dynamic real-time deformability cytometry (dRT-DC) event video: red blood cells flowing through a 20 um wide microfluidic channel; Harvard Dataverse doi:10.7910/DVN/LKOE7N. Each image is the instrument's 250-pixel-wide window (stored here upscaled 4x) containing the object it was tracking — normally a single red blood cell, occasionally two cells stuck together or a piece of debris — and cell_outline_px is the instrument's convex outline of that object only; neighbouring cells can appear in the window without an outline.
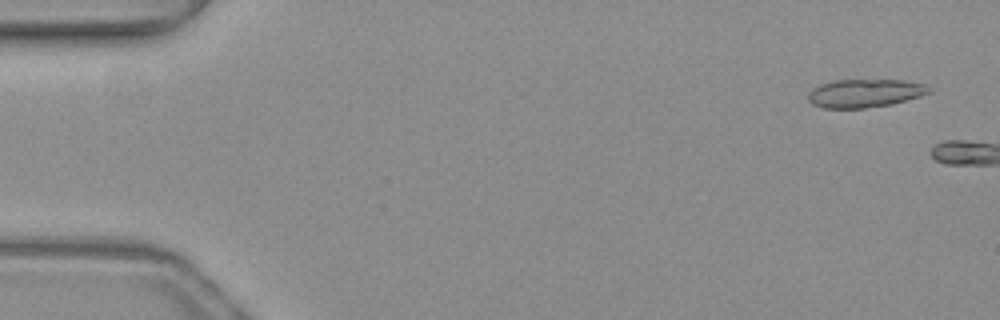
{"species": "common noctule bat (a hibernating species)", "species_latin": "Nyctalus noctula", "temperature_condition": "warm", "stored_images_in_passage": 5, "camera_frame_rate_fps": 3000, "um_per_image_px": 0.085, "animal": {"sex": "female", "body_mass_g": 19.3, "forearm_length_mm": 54.1}, "frame": {"image": 1, "passage_image": 3, "time_ms": 0.667, "image_size_px": [1000, 320], "cell_outline_px": [[932, 92], [920, 96], [892, 104], [864, 108], [824, 108], [812, 104], [808, 100], [808, 92], [812, 88], [820, 84], [832, 80], [904, 80], [924, 84], [932, 88]], "centroid_in_image_um": [73.5, 7.92], "position_along_channel_um": 11.5, "area_um2": 20.06}}